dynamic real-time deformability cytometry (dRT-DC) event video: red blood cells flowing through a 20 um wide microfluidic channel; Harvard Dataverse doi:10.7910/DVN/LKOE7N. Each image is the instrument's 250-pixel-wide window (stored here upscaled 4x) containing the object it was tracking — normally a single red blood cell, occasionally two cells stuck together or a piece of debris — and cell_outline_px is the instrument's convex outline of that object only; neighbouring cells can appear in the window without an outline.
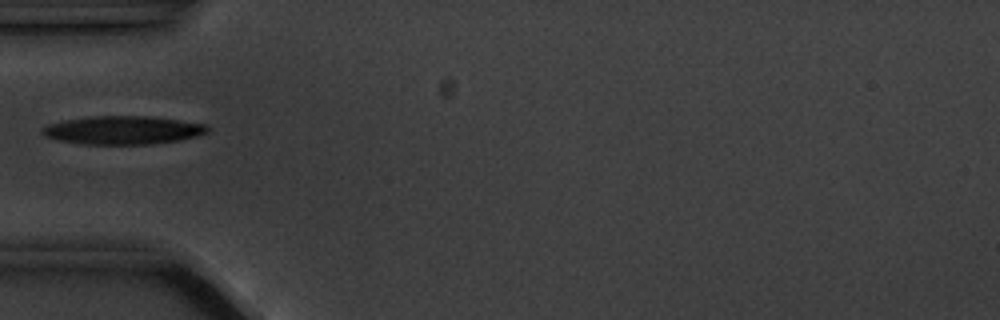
{"species": "common noctule bat (a hibernating species)", "species_latin": "Nyctalus noctula", "temperature_condition": "cold", "stored_images_in_passage": 5, "camera_frame_rate_fps": 3000, "um_per_image_px": 0.085, "animal": {"sex": "male", "body_mass_g": 20.1, "forearm_length_mm": 53.5}, "frame": {"image": 1, "passage_image": 1, "time_ms": 0.0, "image_size_px": [1000, 320], "cell_outline_px": [[208, 132], [196, 136], [176, 140], [148, 144], [84, 144], [60, 140], [44, 136], [40, 132], [40, 128], [48, 124], [64, 120], [92, 116], [148, 116], [208, 124]], "centroid_in_image_um": [10.41, 11.05], "position_along_channel_um": 74.6, "area_um2": 27.11}}